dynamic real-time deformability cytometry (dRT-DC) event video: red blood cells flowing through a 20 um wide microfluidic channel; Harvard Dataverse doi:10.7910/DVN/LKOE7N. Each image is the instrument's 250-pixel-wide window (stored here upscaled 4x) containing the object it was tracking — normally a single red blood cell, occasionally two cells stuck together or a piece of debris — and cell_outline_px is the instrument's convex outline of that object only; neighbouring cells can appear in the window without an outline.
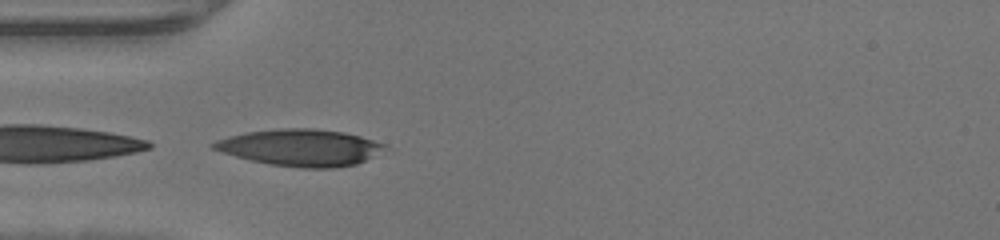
{"species": "human", "species_latin": "Homo sapiens", "temperature_condition": "warm", "stored_images_in_passage": 30, "camera_frame_rate_fps": 3000, "um_per_image_px": 0.085, "donor": {"sex": "male"}, "frame": {"image": 1, "passage_image": 1, "time_ms": 0.0, "image_size_px": [1000, 240], "cell_outline_px": [[388, 144], [364, 160], [356, 164], [336, 168], [304, 168], [268, 164], [236, 156], [212, 148], [208, 144], [216, 140], [228, 136], [248, 132], [280, 128], [312, 128], [344, 132], [360, 136]], "centroid_in_image_um": [25.49, 12.53], "position_along_channel_um": 59.5, "area_um2": 36.24}}
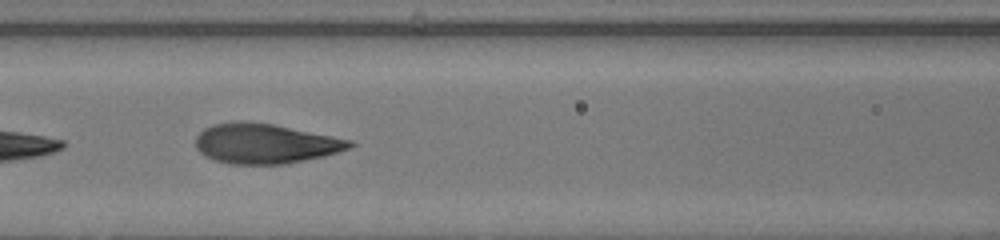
{"frame": {"image": 2, "passage_image": 7, "time_ms": 2.0, "image_size_px": [1000, 240], "cell_outline_px": [[356, 144], [348, 148], [324, 156], [284, 164], [232, 164], [216, 160], [204, 156], [196, 148], [196, 136], [204, 128], [212, 124], [232, 120], [244, 120], [272, 124], [352, 140]], "centroid_in_image_um": [22.49, 12.19], "position_along_channel_um": 144.1, "area_um2": 35.84}}
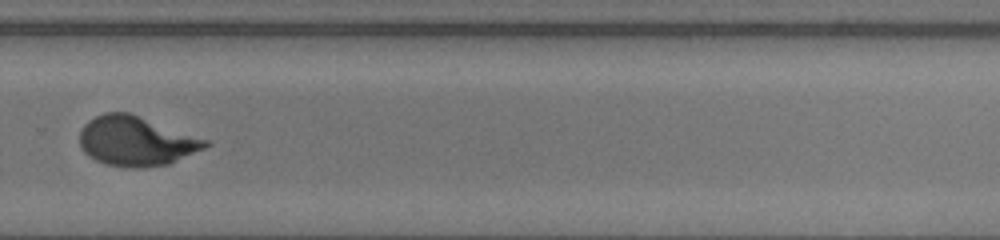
{"frame": {"image": 3, "passage_image": 19, "time_ms": 6.0, "image_size_px": [1000, 240], "cell_outline_px": [[212, 144], [204, 148], [168, 164], [140, 168], [128, 168], [108, 164], [96, 160], [88, 156], [84, 152], [80, 144], [80, 128], [88, 120], [104, 112], [132, 112], [208, 140]], "centroid_in_image_um": [11.56, 11.97], "position_along_channel_um": 318.2, "area_um2": 36.53}}